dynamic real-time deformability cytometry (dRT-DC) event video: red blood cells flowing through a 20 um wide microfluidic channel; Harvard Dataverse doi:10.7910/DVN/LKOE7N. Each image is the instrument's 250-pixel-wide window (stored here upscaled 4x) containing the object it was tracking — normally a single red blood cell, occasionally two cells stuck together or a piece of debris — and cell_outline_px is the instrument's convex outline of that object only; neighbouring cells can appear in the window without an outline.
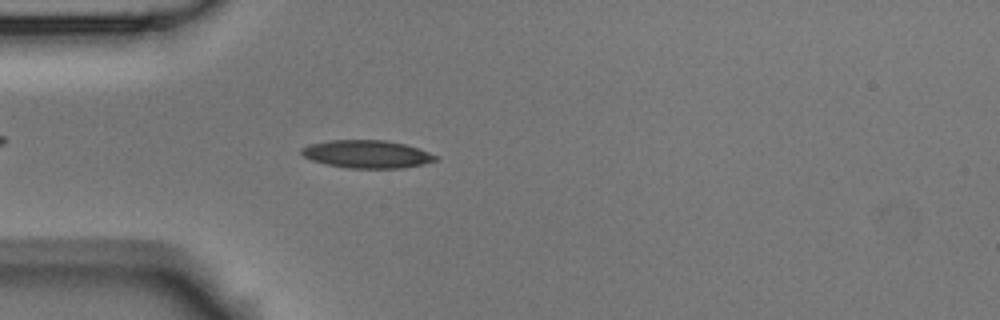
{"species": "Egyptian fruit bat (a non-hibernating species)", "species_latin": "Rousettus aegyptiacus", "temperature_condition": "room temperature", "stored_images_in_passage": 4, "camera_frame_rate_fps": 3000, "um_per_image_px": 0.085, "animal": {"sex": "male"}, "frame": {"image": 1, "passage_image": 4, "time_ms": 3.333, "image_size_px": [1000, 320], "cell_outline_px": [[440, 156], [436, 160], [424, 164], [404, 168], [348, 168], [328, 164], [312, 160], [304, 156], [300, 152], [300, 148], [308, 144], [328, 140], [384, 140], [404, 144]], "centroid_in_image_um": [31.18, 13.1], "position_along_channel_um": 53.8, "area_um2": 21.73}}